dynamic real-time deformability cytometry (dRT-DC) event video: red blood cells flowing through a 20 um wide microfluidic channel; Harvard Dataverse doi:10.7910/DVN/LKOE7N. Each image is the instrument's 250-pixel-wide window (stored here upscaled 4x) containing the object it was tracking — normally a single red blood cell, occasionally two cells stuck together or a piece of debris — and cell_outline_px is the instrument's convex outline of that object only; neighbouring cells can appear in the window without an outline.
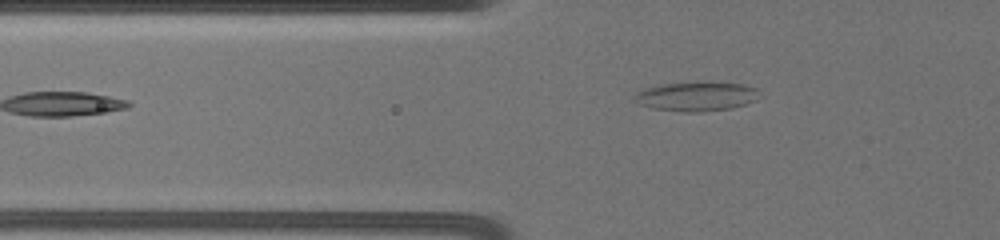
{"species": "common noctule bat (a hibernating species)", "species_latin": "Nyctalus noctula", "temperature_condition": "warm", "stored_images_in_passage": 3, "camera_frame_rate_fps": 3000, "um_per_image_px": 0.085, "animal": {"sex": "female", "body_mass_g": 19.5, "forearm_length_mm": 54.1}, "frame": {"image": 1, "passage_image": 3, "time_ms": 2.333, "image_size_px": [1000, 240], "cell_outline_px": [[756, 100], [732, 108], [700, 112], [684, 112], [652, 108], [640, 104], [632, 100], [632, 96], [636, 92], [644, 88], [660, 84], [708, 80], [744, 84], [756, 88]], "centroid_in_image_um": [59.14, 8.16], "position_along_channel_um": 66.7, "area_um2": 21.85}}